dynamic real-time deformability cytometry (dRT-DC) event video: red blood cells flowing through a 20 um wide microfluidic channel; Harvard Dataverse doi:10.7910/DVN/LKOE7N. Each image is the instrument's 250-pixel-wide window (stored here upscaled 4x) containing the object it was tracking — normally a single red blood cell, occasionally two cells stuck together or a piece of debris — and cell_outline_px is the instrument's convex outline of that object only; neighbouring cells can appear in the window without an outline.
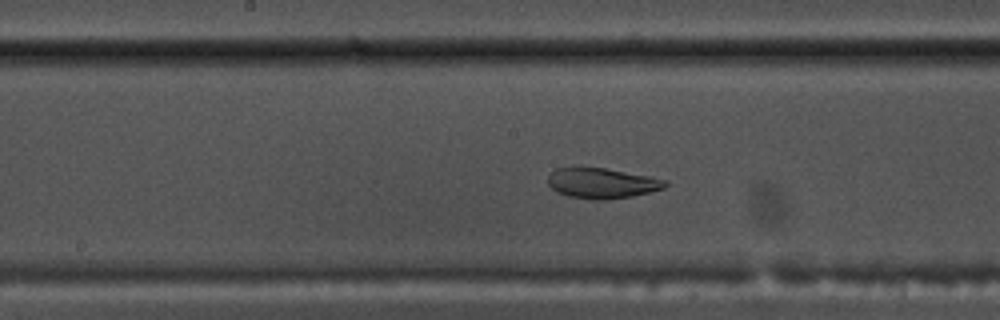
{"species": "common noctule bat (a hibernating species)", "species_latin": "Nyctalus noctula", "temperature_condition": "warm", "stored_images_in_passage": 53, "segment_of_instrument_passage": [1, 2], "camera_frame_rate_fps": 3000, "um_per_image_px": 0.085, "animal": {"sex": "male", "body_mass_g": 17.5, "forearm_length_mm": 52.3}, "frame": {"image": 1, "passage_image": 25, "time_ms": 8.0, "image_size_px": [1000, 320], "cell_outline_px": [[668, 184], [664, 188], [632, 196], [608, 200], [592, 200], [568, 196], [556, 192], [548, 184], [548, 176], [556, 168], [604, 168], [648, 176], [668, 180]], "centroid_in_image_um": [51.16, 15.59], "position_along_channel_um": 197.0, "area_um2": 20.63}}
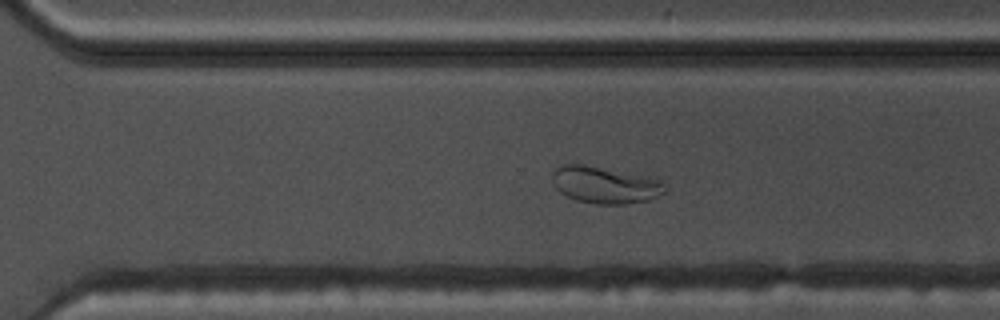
{"frame": {"image": 2, "passage_image": 35, "time_ms": 11.333, "image_size_px": [1000, 320], "cell_outline_px": [[668, 188], [664, 192], [648, 200], [624, 204], [596, 204], [576, 200], [560, 192], [556, 188], [552, 180], [552, 172], [560, 164], [584, 164], [664, 180]], "centroid_in_image_um": [51.42, 15.71], "position_along_channel_um": 319.2, "area_um2": 24.22}}
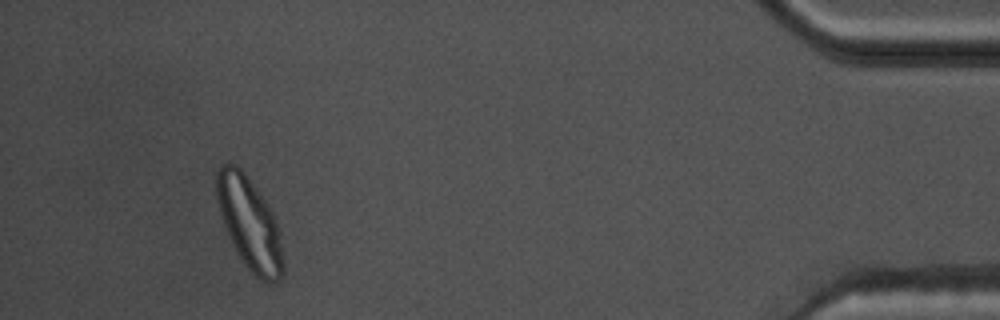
{"frame": {"image": 3, "passage_image": 48, "time_ms": 15.667, "image_size_px": [1000, 320], "cell_outline_px": [[284, 272], [280, 280], [272, 284], [268, 284], [260, 280], [244, 264], [236, 252], [232, 244], [224, 224], [216, 200], [216, 172], [224, 164], [236, 164], [244, 172], [272, 208], [276, 220], [280, 240], [284, 264]], "centroid_in_image_um": [21.23, 19.02], "position_along_channel_um": 414.0, "area_um2": 35.89}}